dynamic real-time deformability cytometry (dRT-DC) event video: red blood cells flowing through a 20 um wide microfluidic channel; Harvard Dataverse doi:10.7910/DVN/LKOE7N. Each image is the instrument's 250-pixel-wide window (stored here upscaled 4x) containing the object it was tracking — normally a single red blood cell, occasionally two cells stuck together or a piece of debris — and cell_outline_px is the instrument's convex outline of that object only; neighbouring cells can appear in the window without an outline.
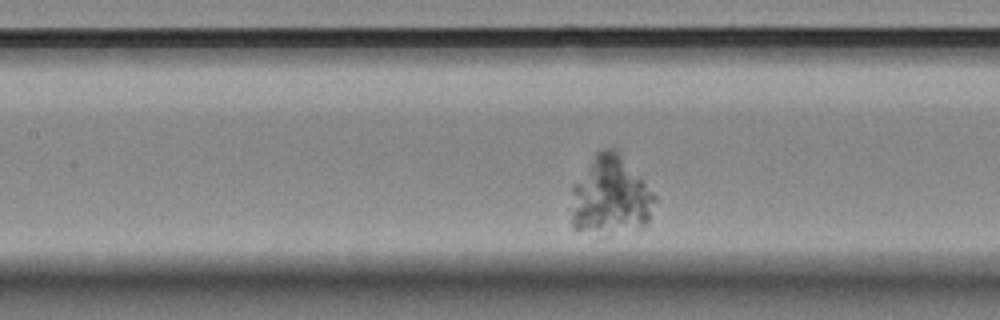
{"species": "Egyptian fruit bat (a non-hibernating species)", "species_latin": "Rousettus aegyptiacus", "temperature_condition": "room temperature", "stored_images_in_passage": 51, "segment_of_instrument_passage": [2, 2], "camera_frame_rate_fps": 3000, "um_per_image_px": 0.085, "animal": {"sex": "female"}, "frame": {"image": 1, "passage_image": 16, "time_ms": 5.0, "image_size_px": [1000, 320], "cell_outline_px": [[656, 200], [648, 224], [644, 228], [572, 228], [572, 184], [596, 152], [608, 148], [612, 148], [644, 180], [656, 196]], "centroid_in_image_um": [51.92, 16.56], "position_along_channel_um": 155.5, "area_um2": 36.76}}
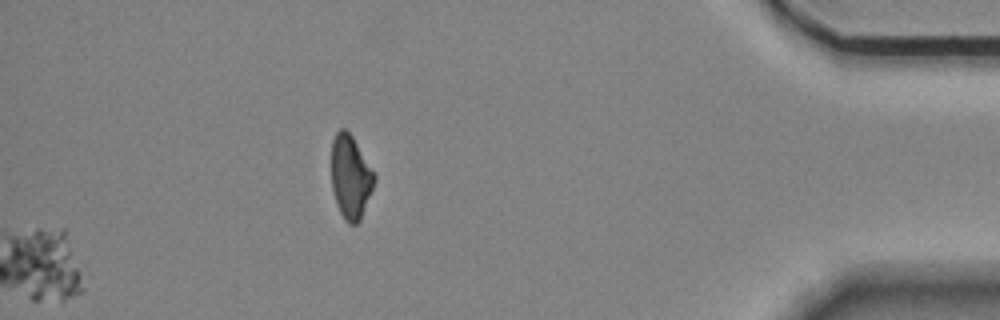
{"frame": {"image": 2, "passage_image": 51, "time_ms": 16.667, "image_size_px": [1000, 320], "cell_outline_px": [[376, 180], [360, 220], [356, 224], [348, 224], [344, 220], [336, 204], [332, 188], [332, 140], [336, 132], [340, 128], [344, 128], [352, 136], [376, 176]], "centroid_in_image_um": [29.79, 15.06], "position_along_channel_um": 405.4, "area_um2": 20.75}}